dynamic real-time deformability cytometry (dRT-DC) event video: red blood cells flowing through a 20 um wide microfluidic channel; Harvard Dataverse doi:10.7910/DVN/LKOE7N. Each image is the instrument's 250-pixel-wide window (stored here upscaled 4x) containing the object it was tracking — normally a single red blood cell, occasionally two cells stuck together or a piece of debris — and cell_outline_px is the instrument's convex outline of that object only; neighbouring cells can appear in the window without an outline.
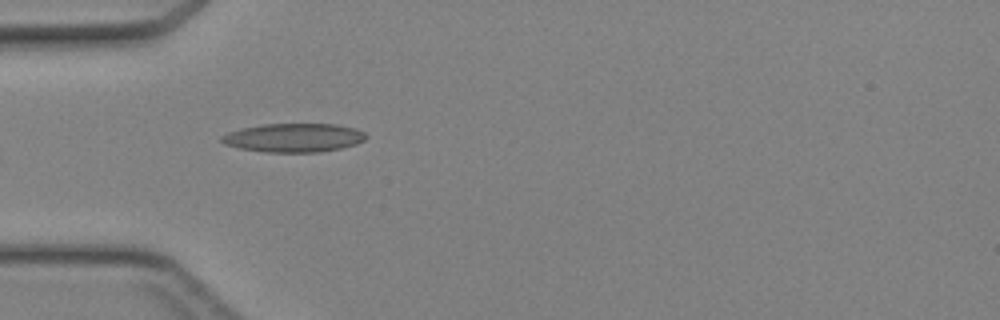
{"species": "Egyptian fruit bat (a non-hibernating species)", "species_latin": "Rousettus aegyptiacus", "temperature_condition": "cold", "stored_images_in_passage": 3, "camera_frame_rate_fps": 3000, "um_per_image_px": 0.085, "animal": {"sex": "female"}, "frame": {"image": 1, "passage_image": 1, "time_ms": 0.0, "image_size_px": [1000, 320], "cell_outline_px": [[368, 136], [364, 140], [356, 144], [340, 148], [320, 152], [264, 152], [240, 148], [224, 144], [220, 140], [220, 136], [228, 132], [244, 128], [264, 124], [336, 124], [356, 128], [364, 132]], "centroid_in_image_um": [24.98, 11.7], "position_along_channel_um": 60.0, "area_um2": 24.16}}